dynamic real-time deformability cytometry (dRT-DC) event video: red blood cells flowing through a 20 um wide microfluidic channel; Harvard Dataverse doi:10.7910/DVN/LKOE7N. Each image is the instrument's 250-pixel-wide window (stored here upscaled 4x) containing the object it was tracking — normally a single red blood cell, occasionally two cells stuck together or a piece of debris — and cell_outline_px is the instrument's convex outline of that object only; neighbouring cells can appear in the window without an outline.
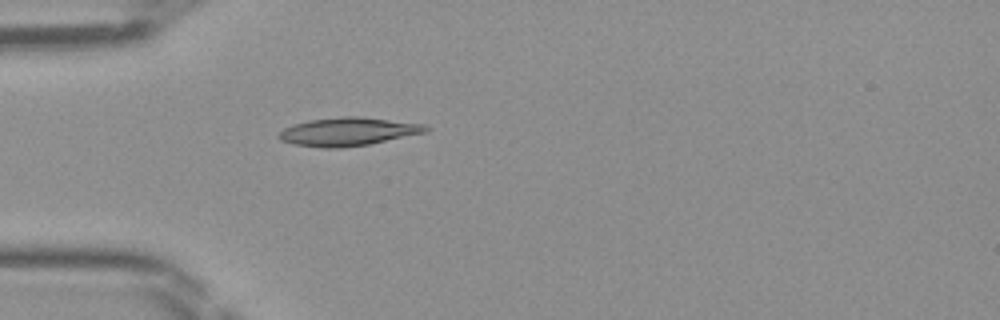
{"species": "Egyptian fruit bat (a non-hibernating species)", "species_latin": "Rousettus aegyptiacus", "temperature_condition": "room temperature", "stored_images_in_passage": 34, "camera_frame_rate_fps": 3000, "um_per_image_px": 0.085, "frame": {"image": 1, "passage_image": 1, "time_ms": 0.0, "image_size_px": [1000, 320], "cell_outline_px": [[432, 128], [424, 132], [368, 144], [340, 148], [324, 148], [292, 144], [280, 140], [276, 136], [284, 128], [308, 120], [344, 116], [360, 116], [424, 124]], "centroid_in_image_um": [29.55, 11.19], "position_along_channel_um": 55.5, "area_um2": 24.04}}
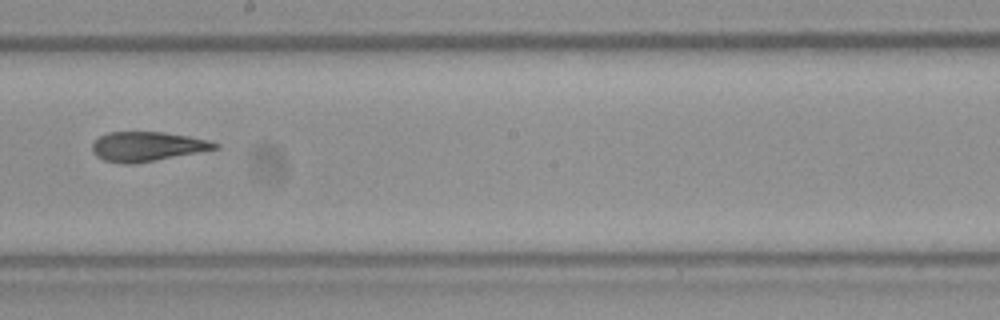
{"frame": {"image": 2, "passage_image": 14, "time_ms": 4.333, "image_size_px": [1000, 320], "cell_outline_px": [[220, 148], [136, 164], [120, 164], [104, 160], [96, 156], [92, 152], [92, 144], [100, 136], [108, 132], [164, 132], [188, 136], [208, 140], [220, 144]], "centroid_in_image_um": [12.5, 12.46], "position_along_channel_um": 235.7, "area_um2": 21.21}}
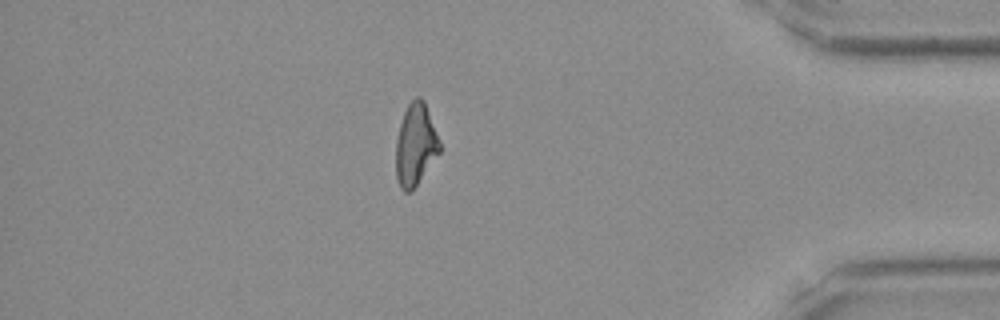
{"frame": {"image": 3, "passage_image": 28, "time_ms": 9.0, "image_size_px": [1000, 320], "cell_outline_px": [[440, 152], [412, 192], [404, 192], [400, 188], [396, 180], [396, 140], [400, 124], [404, 112], [408, 104], [416, 96], [420, 96], [424, 100], [440, 140]], "centroid_in_image_um": [35.31, 12.32], "position_along_channel_um": 399.9, "area_um2": 21.1}}